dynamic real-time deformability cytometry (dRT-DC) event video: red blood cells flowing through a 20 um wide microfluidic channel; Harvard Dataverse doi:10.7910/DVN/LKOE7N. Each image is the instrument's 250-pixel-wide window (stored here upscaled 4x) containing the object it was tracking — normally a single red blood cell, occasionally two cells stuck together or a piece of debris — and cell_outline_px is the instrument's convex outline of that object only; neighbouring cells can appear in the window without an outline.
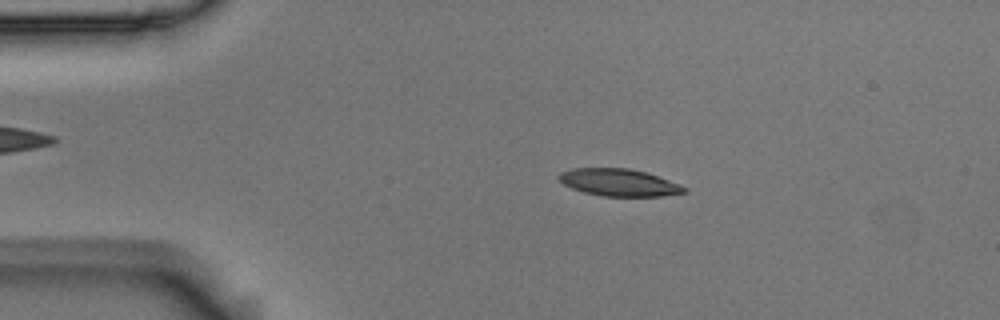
{"species": "Egyptian fruit bat (a non-hibernating species)", "species_latin": "Rousettus aegyptiacus", "temperature_condition": "room temperature", "stored_images_in_passage": 6, "camera_frame_rate_fps": 3000, "um_per_image_px": 0.085, "animal": {"sex": "male"}, "frame": {"image": 1, "passage_image": 2, "time_ms": 0.333, "image_size_px": [1000, 320], "cell_outline_px": [[688, 192], [660, 196], [604, 196], [584, 192], [572, 188], [564, 184], [556, 176], [560, 172], [572, 168], [628, 168], [644, 172], [680, 184], [688, 188]], "centroid_in_image_um": [52.6, 15.51], "position_along_channel_um": 32.4, "area_um2": 19.77}}
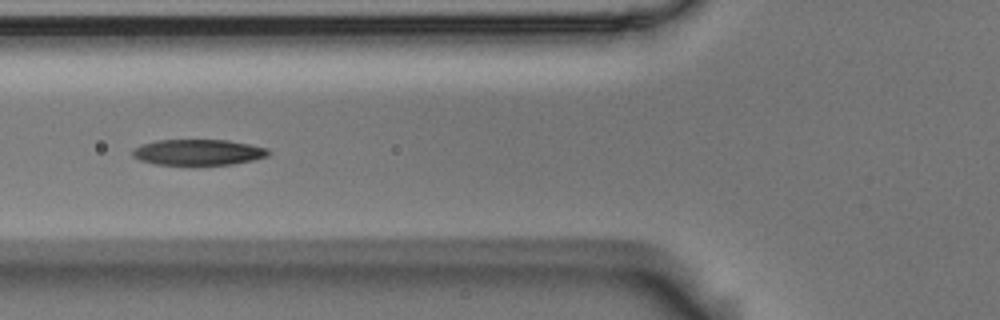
{"frame": {"image": 2, "passage_image": 5, "time_ms": 1.333, "image_size_px": [1000, 320], "cell_outline_px": [[268, 156], [252, 160], [232, 164], [196, 168], [192, 168], [156, 164], [140, 160], [132, 156], [132, 148], [140, 144], [156, 140], [228, 140], [268, 148]], "centroid_in_image_um": [16.78, 12.99], "position_along_channel_um": 109.0, "area_um2": 21.44}}
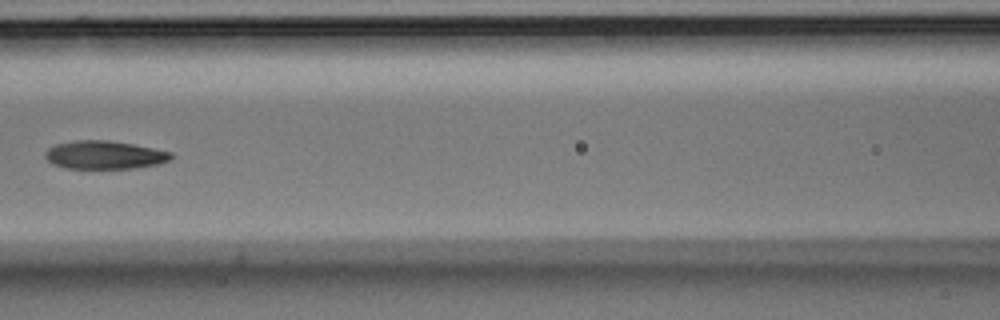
{"frame": {"image": 3, "passage_image": 6, "time_ms": 1.667, "image_size_px": [1000, 320], "cell_outline_px": [[172, 160], [156, 164], [132, 168], [64, 168], [52, 164], [44, 156], [44, 152], [48, 148], [56, 144], [72, 140], [108, 140], [132, 144], [172, 152]], "centroid_in_image_um": [8.84, 13.16], "position_along_channel_um": 157.8, "area_um2": 20.69}}